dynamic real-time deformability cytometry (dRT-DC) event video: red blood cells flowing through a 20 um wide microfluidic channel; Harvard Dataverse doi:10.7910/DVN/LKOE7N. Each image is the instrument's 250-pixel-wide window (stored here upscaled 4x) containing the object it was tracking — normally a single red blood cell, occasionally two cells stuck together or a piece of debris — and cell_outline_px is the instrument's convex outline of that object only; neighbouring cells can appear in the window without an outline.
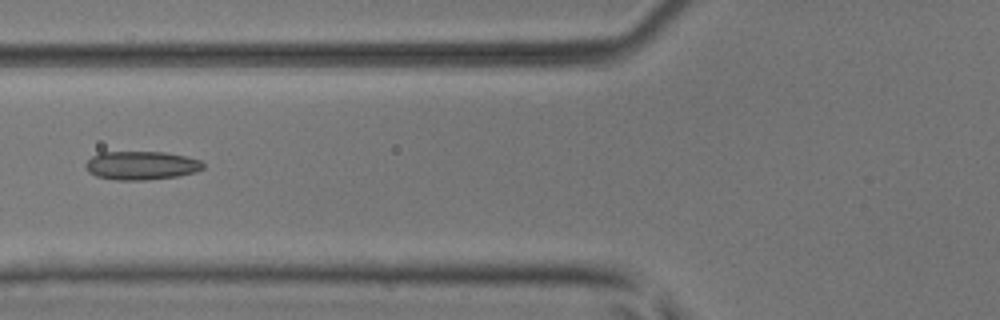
{"species": "common noctule bat (a hibernating species)", "species_latin": "Nyctalus noctula", "temperature_condition": "room temperature", "stored_images_in_passage": 5, "camera_frame_rate_fps": 3000, "um_per_image_px": 0.085, "animal": {"sex": "male", "body_mass_g": 17.9, "forearm_length_mm": 54.2}, "frame": {"image": 1, "passage_image": 5, "time_ms": 1.333, "image_size_px": [1000, 320], "cell_outline_px": [[204, 168], [196, 172], [180, 176], [144, 180], [116, 180], [96, 176], [88, 172], [84, 164], [92, 156], [100, 152], [164, 152], [184, 156], [200, 160], [204, 164]], "centroid_in_image_um": [12.01, 14.07], "position_along_channel_um": 113.8, "area_um2": 19.65}}